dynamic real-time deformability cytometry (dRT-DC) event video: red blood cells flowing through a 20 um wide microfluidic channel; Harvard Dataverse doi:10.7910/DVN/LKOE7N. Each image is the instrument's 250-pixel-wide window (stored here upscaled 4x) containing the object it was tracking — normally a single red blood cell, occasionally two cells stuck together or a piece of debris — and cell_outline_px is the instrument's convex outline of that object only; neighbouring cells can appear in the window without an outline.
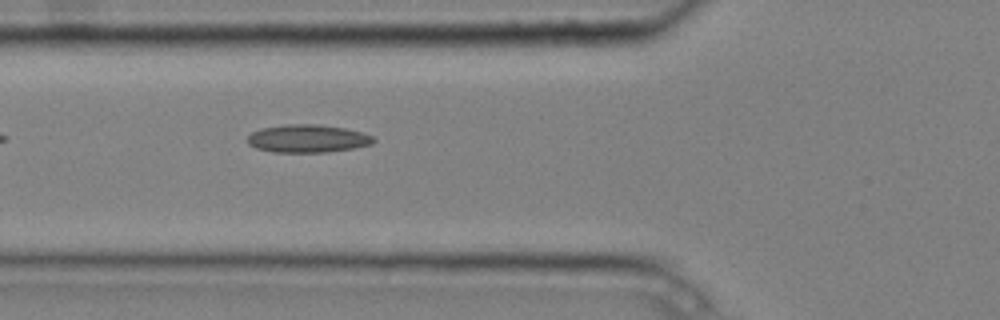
{"species": "common noctule bat (a hibernating species)", "species_latin": "Nyctalus noctula", "temperature_condition": "cold", "stored_images_in_passage": 6, "camera_frame_rate_fps": 3000, "um_per_image_px": 0.085, "animal": {"sex": "male", "body_mass_g": 20.4}, "frame": {"image": 1, "passage_image": 6, "time_ms": 1.667, "image_size_px": [1000, 320], "cell_outline_px": [[376, 140], [372, 144], [352, 148], [328, 152], [272, 152], [256, 148], [248, 144], [248, 136], [252, 132], [260, 128], [284, 124], [316, 124], [344, 128], [360, 132], [372, 136]], "centroid_in_image_um": [26.11, 11.78], "position_along_channel_um": 99.7, "area_um2": 20.46}}